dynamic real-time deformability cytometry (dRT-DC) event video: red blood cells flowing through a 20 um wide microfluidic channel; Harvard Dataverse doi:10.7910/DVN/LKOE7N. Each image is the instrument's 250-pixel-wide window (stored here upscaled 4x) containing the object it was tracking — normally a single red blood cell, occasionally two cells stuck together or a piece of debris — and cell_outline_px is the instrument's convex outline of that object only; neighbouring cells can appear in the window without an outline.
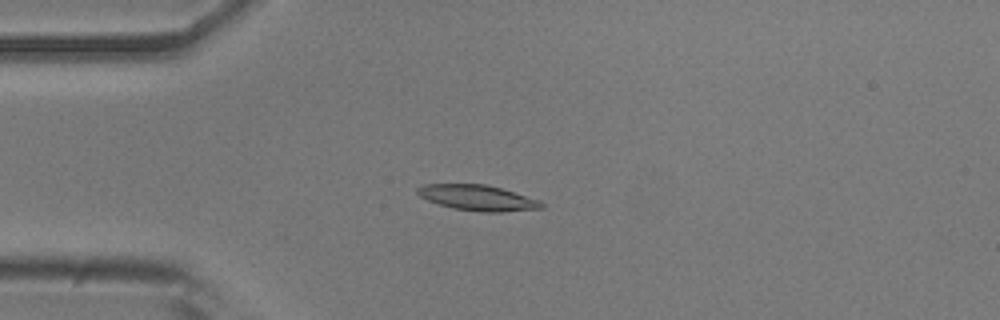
{"species": "common noctule bat (a hibernating species)", "species_latin": "Nyctalus noctula", "temperature_condition": "room temperature", "stored_images_in_passage": 54, "camera_frame_rate_fps": 3000, "um_per_image_px": 0.085, "animal": {"sex": "male", "body_mass_g": 20.5, "forearm_length_mm": 52.5}, "frame": {"image": 1, "passage_image": 14, "time_ms": 4.333, "image_size_px": [1000, 320], "cell_outline_px": [[544, 208], [500, 212], [484, 212], [452, 208], [428, 200], [420, 196], [416, 192], [416, 188], [424, 184], [484, 184], [500, 188], [540, 200], [544, 204]], "centroid_in_image_um": [40.6, 16.81], "position_along_channel_um": 44.4, "area_um2": 18.32}}
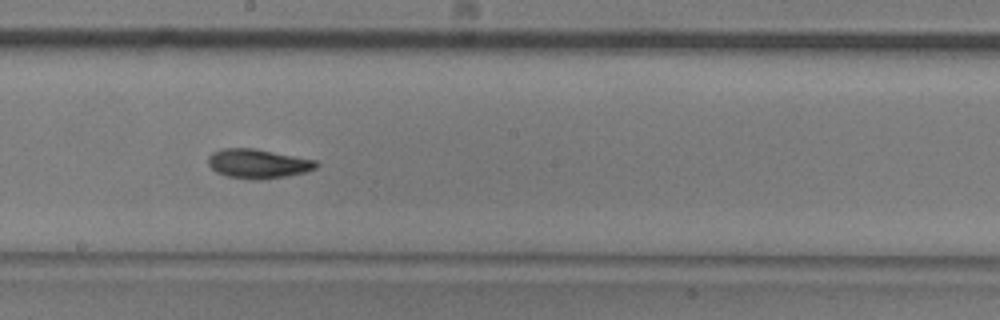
{"frame": {"image": 2, "passage_image": 30, "time_ms": 9.667, "image_size_px": [1000, 320], "cell_outline_px": [[320, 164], [316, 168], [308, 172], [260, 180], [252, 180], [228, 176], [216, 172], [208, 164], [208, 156], [212, 152], [224, 148], [252, 148], [316, 160]], "centroid_in_image_um": [21.93, 13.92], "position_along_channel_um": 226.3, "area_um2": 18.44}}
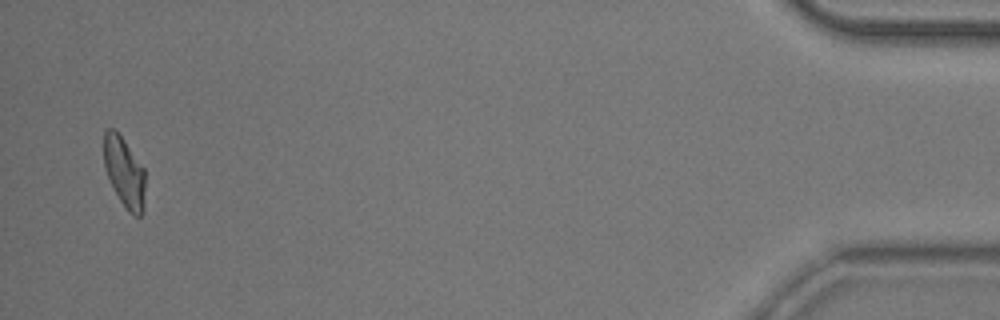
{"frame": {"image": 3, "passage_image": 53, "time_ms": 17.333, "image_size_px": [1000, 320], "cell_outline_px": [[144, 212], [140, 216], [136, 216], [128, 212], [120, 200], [104, 168], [104, 132], [108, 128], [112, 128], [120, 136], [144, 168]], "centroid_in_image_um": [10.57, 14.67], "position_along_channel_um": 424.6, "area_um2": 16.53}}